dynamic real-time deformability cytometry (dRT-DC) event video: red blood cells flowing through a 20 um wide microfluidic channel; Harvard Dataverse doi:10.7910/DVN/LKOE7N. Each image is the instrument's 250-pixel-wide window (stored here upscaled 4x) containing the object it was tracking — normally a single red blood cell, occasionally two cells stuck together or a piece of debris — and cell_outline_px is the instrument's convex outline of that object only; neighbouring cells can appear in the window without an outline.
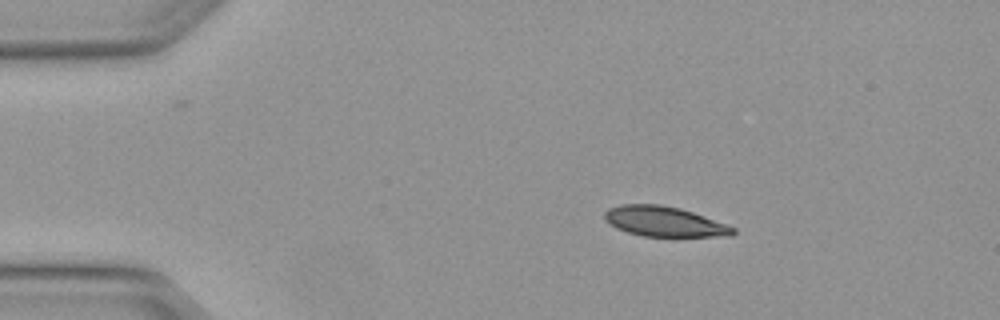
{"species": "Egyptian fruit bat (a non-hibernating species)", "species_latin": "Rousettus aegyptiacus", "temperature_condition": "warm", "stored_images_in_passage": 4, "camera_frame_rate_fps": 3000, "um_per_image_px": 0.085, "animal": {"sex": "female"}, "frame": {"image": 1, "passage_image": 1, "time_ms": 0.0, "image_size_px": [1000, 320], "cell_outline_px": [[736, 232], [732, 236], [676, 240], [644, 236], [628, 232], [616, 228], [608, 224], [604, 220], [604, 212], [608, 208], [620, 204], [660, 204], [680, 208], [692, 212], [736, 228]], "centroid_in_image_um": [56.51, 18.89], "position_along_channel_um": 28.5, "area_um2": 23.76}}
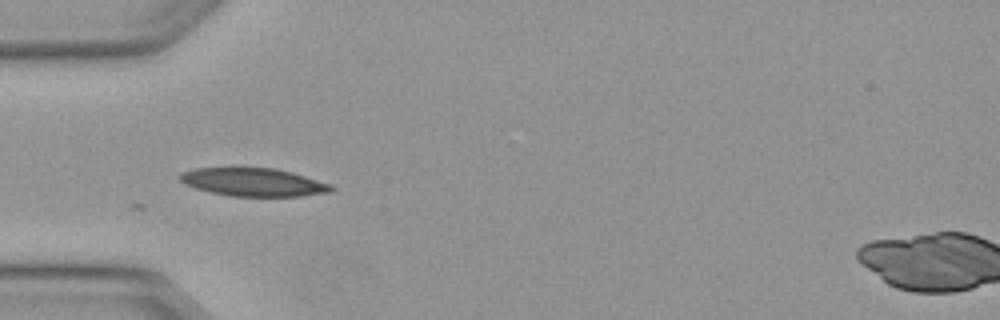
{"frame": {"image": 2, "passage_image": 3, "time_ms": 0.667, "image_size_px": [1000, 320], "cell_outline_px": [[332, 192], [300, 196], [232, 196], [212, 192], [196, 188], [184, 184], [176, 176], [180, 172], [196, 168], [236, 164], [276, 168], [292, 172], [332, 184]], "centroid_in_image_um": [21.46, 15.42], "position_along_channel_um": 63.5, "area_um2": 25.95}}
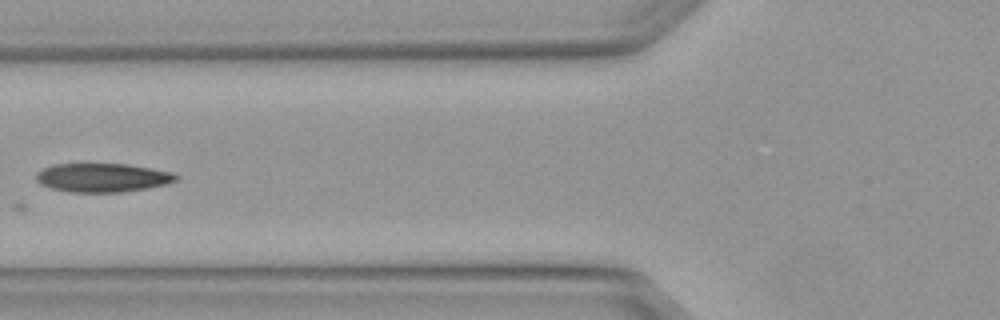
{"frame": {"image": 3, "passage_image": 4, "time_ms": 1.0, "image_size_px": [1000, 320], "cell_outline_px": [[180, 176], [176, 180], [168, 184], [120, 192], [68, 192], [52, 188], [40, 184], [36, 180], [36, 172], [52, 164], [88, 160], [128, 164], [152, 168], [172, 172]], "centroid_in_image_um": [8.66, 15.03], "position_along_channel_um": 117.1, "area_um2": 24.57}}